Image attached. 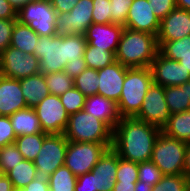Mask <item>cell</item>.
<instances>
[{
    "label": "cell",
    "instance_id": "obj_1",
    "mask_svg": "<svg viewBox=\"0 0 190 191\" xmlns=\"http://www.w3.org/2000/svg\"><path fill=\"white\" fill-rule=\"evenodd\" d=\"M161 128L136 117H123L112 134V149L124 160L144 162L151 159Z\"/></svg>",
    "mask_w": 190,
    "mask_h": 191
},
{
    "label": "cell",
    "instance_id": "obj_2",
    "mask_svg": "<svg viewBox=\"0 0 190 191\" xmlns=\"http://www.w3.org/2000/svg\"><path fill=\"white\" fill-rule=\"evenodd\" d=\"M85 35L40 36L34 55L39 59L40 73L64 71L68 61H84Z\"/></svg>",
    "mask_w": 190,
    "mask_h": 191
},
{
    "label": "cell",
    "instance_id": "obj_3",
    "mask_svg": "<svg viewBox=\"0 0 190 191\" xmlns=\"http://www.w3.org/2000/svg\"><path fill=\"white\" fill-rule=\"evenodd\" d=\"M158 52L157 36L124 27L116 61L129 68L150 67Z\"/></svg>",
    "mask_w": 190,
    "mask_h": 191
},
{
    "label": "cell",
    "instance_id": "obj_4",
    "mask_svg": "<svg viewBox=\"0 0 190 191\" xmlns=\"http://www.w3.org/2000/svg\"><path fill=\"white\" fill-rule=\"evenodd\" d=\"M152 84L153 76L150 67L127 69L121 97L117 103L121 118L135 117L139 113L144 97Z\"/></svg>",
    "mask_w": 190,
    "mask_h": 191
},
{
    "label": "cell",
    "instance_id": "obj_5",
    "mask_svg": "<svg viewBox=\"0 0 190 191\" xmlns=\"http://www.w3.org/2000/svg\"><path fill=\"white\" fill-rule=\"evenodd\" d=\"M113 131L95 116L80 110L69 116L64 136L71 142L112 143Z\"/></svg>",
    "mask_w": 190,
    "mask_h": 191
},
{
    "label": "cell",
    "instance_id": "obj_6",
    "mask_svg": "<svg viewBox=\"0 0 190 191\" xmlns=\"http://www.w3.org/2000/svg\"><path fill=\"white\" fill-rule=\"evenodd\" d=\"M118 169V154L108 148L91 172L77 176L75 191H113Z\"/></svg>",
    "mask_w": 190,
    "mask_h": 191
},
{
    "label": "cell",
    "instance_id": "obj_7",
    "mask_svg": "<svg viewBox=\"0 0 190 191\" xmlns=\"http://www.w3.org/2000/svg\"><path fill=\"white\" fill-rule=\"evenodd\" d=\"M186 148L187 143L161 132L154 143L150 160L163 175L184 174Z\"/></svg>",
    "mask_w": 190,
    "mask_h": 191
},
{
    "label": "cell",
    "instance_id": "obj_8",
    "mask_svg": "<svg viewBox=\"0 0 190 191\" xmlns=\"http://www.w3.org/2000/svg\"><path fill=\"white\" fill-rule=\"evenodd\" d=\"M112 147V143L71 142L65 154L64 165L77 177L91 172L104 152Z\"/></svg>",
    "mask_w": 190,
    "mask_h": 191
},
{
    "label": "cell",
    "instance_id": "obj_9",
    "mask_svg": "<svg viewBox=\"0 0 190 191\" xmlns=\"http://www.w3.org/2000/svg\"><path fill=\"white\" fill-rule=\"evenodd\" d=\"M57 13L50 0H34L17 11V21L28 25L39 36L56 35Z\"/></svg>",
    "mask_w": 190,
    "mask_h": 191
},
{
    "label": "cell",
    "instance_id": "obj_10",
    "mask_svg": "<svg viewBox=\"0 0 190 191\" xmlns=\"http://www.w3.org/2000/svg\"><path fill=\"white\" fill-rule=\"evenodd\" d=\"M68 140L64 134H49L35 158L34 165L38 177L48 179L59 167L64 165Z\"/></svg>",
    "mask_w": 190,
    "mask_h": 191
},
{
    "label": "cell",
    "instance_id": "obj_11",
    "mask_svg": "<svg viewBox=\"0 0 190 191\" xmlns=\"http://www.w3.org/2000/svg\"><path fill=\"white\" fill-rule=\"evenodd\" d=\"M93 0H79L69 13H58L56 18V35H84L93 23Z\"/></svg>",
    "mask_w": 190,
    "mask_h": 191
},
{
    "label": "cell",
    "instance_id": "obj_12",
    "mask_svg": "<svg viewBox=\"0 0 190 191\" xmlns=\"http://www.w3.org/2000/svg\"><path fill=\"white\" fill-rule=\"evenodd\" d=\"M0 62V74L5 77L20 80L40 73L39 59L34 54H26L12 46L0 54Z\"/></svg>",
    "mask_w": 190,
    "mask_h": 191
},
{
    "label": "cell",
    "instance_id": "obj_13",
    "mask_svg": "<svg viewBox=\"0 0 190 191\" xmlns=\"http://www.w3.org/2000/svg\"><path fill=\"white\" fill-rule=\"evenodd\" d=\"M34 110L43 132L48 134H64L69 115L61 103L60 97L49 94L43 98Z\"/></svg>",
    "mask_w": 190,
    "mask_h": 191
},
{
    "label": "cell",
    "instance_id": "obj_14",
    "mask_svg": "<svg viewBox=\"0 0 190 191\" xmlns=\"http://www.w3.org/2000/svg\"><path fill=\"white\" fill-rule=\"evenodd\" d=\"M164 87L152 84L147 91L139 113L135 116L143 122L163 128L170 118Z\"/></svg>",
    "mask_w": 190,
    "mask_h": 191
},
{
    "label": "cell",
    "instance_id": "obj_15",
    "mask_svg": "<svg viewBox=\"0 0 190 191\" xmlns=\"http://www.w3.org/2000/svg\"><path fill=\"white\" fill-rule=\"evenodd\" d=\"M150 69L153 83L163 87L180 86L190 81V72L183 65L166 58L160 52L151 63Z\"/></svg>",
    "mask_w": 190,
    "mask_h": 191
},
{
    "label": "cell",
    "instance_id": "obj_16",
    "mask_svg": "<svg viewBox=\"0 0 190 191\" xmlns=\"http://www.w3.org/2000/svg\"><path fill=\"white\" fill-rule=\"evenodd\" d=\"M125 27L131 30L158 35L160 20L147 0H133L130 5Z\"/></svg>",
    "mask_w": 190,
    "mask_h": 191
},
{
    "label": "cell",
    "instance_id": "obj_17",
    "mask_svg": "<svg viewBox=\"0 0 190 191\" xmlns=\"http://www.w3.org/2000/svg\"><path fill=\"white\" fill-rule=\"evenodd\" d=\"M128 68L115 61L113 64L97 70L99 84L97 94L118 103Z\"/></svg>",
    "mask_w": 190,
    "mask_h": 191
},
{
    "label": "cell",
    "instance_id": "obj_18",
    "mask_svg": "<svg viewBox=\"0 0 190 191\" xmlns=\"http://www.w3.org/2000/svg\"><path fill=\"white\" fill-rule=\"evenodd\" d=\"M190 35V11L175 8L160 21L158 46Z\"/></svg>",
    "mask_w": 190,
    "mask_h": 191
},
{
    "label": "cell",
    "instance_id": "obj_19",
    "mask_svg": "<svg viewBox=\"0 0 190 191\" xmlns=\"http://www.w3.org/2000/svg\"><path fill=\"white\" fill-rule=\"evenodd\" d=\"M123 29V26L112 23H92L84 35L89 45L116 53Z\"/></svg>",
    "mask_w": 190,
    "mask_h": 191
},
{
    "label": "cell",
    "instance_id": "obj_20",
    "mask_svg": "<svg viewBox=\"0 0 190 191\" xmlns=\"http://www.w3.org/2000/svg\"><path fill=\"white\" fill-rule=\"evenodd\" d=\"M27 108L22 94L20 80L0 74V116H10Z\"/></svg>",
    "mask_w": 190,
    "mask_h": 191
},
{
    "label": "cell",
    "instance_id": "obj_21",
    "mask_svg": "<svg viewBox=\"0 0 190 191\" xmlns=\"http://www.w3.org/2000/svg\"><path fill=\"white\" fill-rule=\"evenodd\" d=\"M83 110L102 120L112 131L121 120L117 103L99 94L86 97Z\"/></svg>",
    "mask_w": 190,
    "mask_h": 191
},
{
    "label": "cell",
    "instance_id": "obj_22",
    "mask_svg": "<svg viewBox=\"0 0 190 191\" xmlns=\"http://www.w3.org/2000/svg\"><path fill=\"white\" fill-rule=\"evenodd\" d=\"M22 94L27 107L34 108L43 98L50 94L44 74L38 73L20 79Z\"/></svg>",
    "mask_w": 190,
    "mask_h": 191
},
{
    "label": "cell",
    "instance_id": "obj_23",
    "mask_svg": "<svg viewBox=\"0 0 190 191\" xmlns=\"http://www.w3.org/2000/svg\"><path fill=\"white\" fill-rule=\"evenodd\" d=\"M16 136L43 132L34 108L27 107L9 116Z\"/></svg>",
    "mask_w": 190,
    "mask_h": 191
},
{
    "label": "cell",
    "instance_id": "obj_24",
    "mask_svg": "<svg viewBox=\"0 0 190 191\" xmlns=\"http://www.w3.org/2000/svg\"><path fill=\"white\" fill-rule=\"evenodd\" d=\"M164 94L170 114L190 110V81L180 86L164 87Z\"/></svg>",
    "mask_w": 190,
    "mask_h": 191
},
{
    "label": "cell",
    "instance_id": "obj_25",
    "mask_svg": "<svg viewBox=\"0 0 190 191\" xmlns=\"http://www.w3.org/2000/svg\"><path fill=\"white\" fill-rule=\"evenodd\" d=\"M161 132L169 137L190 143V110L171 114Z\"/></svg>",
    "mask_w": 190,
    "mask_h": 191
},
{
    "label": "cell",
    "instance_id": "obj_26",
    "mask_svg": "<svg viewBox=\"0 0 190 191\" xmlns=\"http://www.w3.org/2000/svg\"><path fill=\"white\" fill-rule=\"evenodd\" d=\"M39 38L40 36L28 25L16 21L12 30L10 46L26 54H34L35 45Z\"/></svg>",
    "mask_w": 190,
    "mask_h": 191
},
{
    "label": "cell",
    "instance_id": "obj_27",
    "mask_svg": "<svg viewBox=\"0 0 190 191\" xmlns=\"http://www.w3.org/2000/svg\"><path fill=\"white\" fill-rule=\"evenodd\" d=\"M48 135L49 134L46 132H41L38 134L17 136L14 144L17 146L24 159L34 161L38 156V152L42 147L44 139Z\"/></svg>",
    "mask_w": 190,
    "mask_h": 191
},
{
    "label": "cell",
    "instance_id": "obj_28",
    "mask_svg": "<svg viewBox=\"0 0 190 191\" xmlns=\"http://www.w3.org/2000/svg\"><path fill=\"white\" fill-rule=\"evenodd\" d=\"M6 176L12 182L13 188H24L38 177L34 162L26 159H23L20 163L14 166Z\"/></svg>",
    "mask_w": 190,
    "mask_h": 191
},
{
    "label": "cell",
    "instance_id": "obj_29",
    "mask_svg": "<svg viewBox=\"0 0 190 191\" xmlns=\"http://www.w3.org/2000/svg\"><path fill=\"white\" fill-rule=\"evenodd\" d=\"M83 57L87 68H92L95 70L102 69L116 61L115 52L100 49L99 47L91 46L88 43L86 45Z\"/></svg>",
    "mask_w": 190,
    "mask_h": 191
},
{
    "label": "cell",
    "instance_id": "obj_30",
    "mask_svg": "<svg viewBox=\"0 0 190 191\" xmlns=\"http://www.w3.org/2000/svg\"><path fill=\"white\" fill-rule=\"evenodd\" d=\"M47 180L50 191H75L77 177L63 165L57 168Z\"/></svg>",
    "mask_w": 190,
    "mask_h": 191
},
{
    "label": "cell",
    "instance_id": "obj_31",
    "mask_svg": "<svg viewBox=\"0 0 190 191\" xmlns=\"http://www.w3.org/2000/svg\"><path fill=\"white\" fill-rule=\"evenodd\" d=\"M159 52L166 58L175 61L190 55V35L178 40L165 41L159 47Z\"/></svg>",
    "mask_w": 190,
    "mask_h": 191
},
{
    "label": "cell",
    "instance_id": "obj_32",
    "mask_svg": "<svg viewBox=\"0 0 190 191\" xmlns=\"http://www.w3.org/2000/svg\"><path fill=\"white\" fill-rule=\"evenodd\" d=\"M76 87L86 97L98 93V74L97 70L86 68L80 75L73 79Z\"/></svg>",
    "mask_w": 190,
    "mask_h": 191
},
{
    "label": "cell",
    "instance_id": "obj_33",
    "mask_svg": "<svg viewBox=\"0 0 190 191\" xmlns=\"http://www.w3.org/2000/svg\"><path fill=\"white\" fill-rule=\"evenodd\" d=\"M45 80L50 94L60 96L73 86V79L64 71L45 74Z\"/></svg>",
    "mask_w": 190,
    "mask_h": 191
},
{
    "label": "cell",
    "instance_id": "obj_34",
    "mask_svg": "<svg viewBox=\"0 0 190 191\" xmlns=\"http://www.w3.org/2000/svg\"><path fill=\"white\" fill-rule=\"evenodd\" d=\"M189 186L190 179L184 174L163 175L152 191H186Z\"/></svg>",
    "mask_w": 190,
    "mask_h": 191
},
{
    "label": "cell",
    "instance_id": "obj_35",
    "mask_svg": "<svg viewBox=\"0 0 190 191\" xmlns=\"http://www.w3.org/2000/svg\"><path fill=\"white\" fill-rule=\"evenodd\" d=\"M59 97L69 116L84 108L86 96L74 86Z\"/></svg>",
    "mask_w": 190,
    "mask_h": 191
},
{
    "label": "cell",
    "instance_id": "obj_36",
    "mask_svg": "<svg viewBox=\"0 0 190 191\" xmlns=\"http://www.w3.org/2000/svg\"><path fill=\"white\" fill-rule=\"evenodd\" d=\"M23 159L22 154L14 143L0 147V167L2 168L4 175Z\"/></svg>",
    "mask_w": 190,
    "mask_h": 191
},
{
    "label": "cell",
    "instance_id": "obj_37",
    "mask_svg": "<svg viewBox=\"0 0 190 191\" xmlns=\"http://www.w3.org/2000/svg\"><path fill=\"white\" fill-rule=\"evenodd\" d=\"M138 181V163L127 161L118 156V169L116 172V182Z\"/></svg>",
    "mask_w": 190,
    "mask_h": 191
},
{
    "label": "cell",
    "instance_id": "obj_38",
    "mask_svg": "<svg viewBox=\"0 0 190 191\" xmlns=\"http://www.w3.org/2000/svg\"><path fill=\"white\" fill-rule=\"evenodd\" d=\"M162 176L161 170L151 160L138 163V181L156 185Z\"/></svg>",
    "mask_w": 190,
    "mask_h": 191
},
{
    "label": "cell",
    "instance_id": "obj_39",
    "mask_svg": "<svg viewBox=\"0 0 190 191\" xmlns=\"http://www.w3.org/2000/svg\"><path fill=\"white\" fill-rule=\"evenodd\" d=\"M133 0H110L111 23L125 27L127 15Z\"/></svg>",
    "mask_w": 190,
    "mask_h": 191
},
{
    "label": "cell",
    "instance_id": "obj_40",
    "mask_svg": "<svg viewBox=\"0 0 190 191\" xmlns=\"http://www.w3.org/2000/svg\"><path fill=\"white\" fill-rule=\"evenodd\" d=\"M92 19L96 24L111 23V3L110 0H93Z\"/></svg>",
    "mask_w": 190,
    "mask_h": 191
},
{
    "label": "cell",
    "instance_id": "obj_41",
    "mask_svg": "<svg viewBox=\"0 0 190 191\" xmlns=\"http://www.w3.org/2000/svg\"><path fill=\"white\" fill-rule=\"evenodd\" d=\"M16 137L9 116H0V147L13 144Z\"/></svg>",
    "mask_w": 190,
    "mask_h": 191
},
{
    "label": "cell",
    "instance_id": "obj_42",
    "mask_svg": "<svg viewBox=\"0 0 190 191\" xmlns=\"http://www.w3.org/2000/svg\"><path fill=\"white\" fill-rule=\"evenodd\" d=\"M17 19H0V54L10 46L12 30Z\"/></svg>",
    "mask_w": 190,
    "mask_h": 191
},
{
    "label": "cell",
    "instance_id": "obj_43",
    "mask_svg": "<svg viewBox=\"0 0 190 191\" xmlns=\"http://www.w3.org/2000/svg\"><path fill=\"white\" fill-rule=\"evenodd\" d=\"M152 9H154L155 16L161 21L172 10L177 8L176 0H147Z\"/></svg>",
    "mask_w": 190,
    "mask_h": 191
},
{
    "label": "cell",
    "instance_id": "obj_44",
    "mask_svg": "<svg viewBox=\"0 0 190 191\" xmlns=\"http://www.w3.org/2000/svg\"><path fill=\"white\" fill-rule=\"evenodd\" d=\"M87 68L85 61H68L64 67L66 72L72 79L76 78Z\"/></svg>",
    "mask_w": 190,
    "mask_h": 191
},
{
    "label": "cell",
    "instance_id": "obj_45",
    "mask_svg": "<svg viewBox=\"0 0 190 191\" xmlns=\"http://www.w3.org/2000/svg\"><path fill=\"white\" fill-rule=\"evenodd\" d=\"M79 0H50L56 13H69Z\"/></svg>",
    "mask_w": 190,
    "mask_h": 191
},
{
    "label": "cell",
    "instance_id": "obj_46",
    "mask_svg": "<svg viewBox=\"0 0 190 191\" xmlns=\"http://www.w3.org/2000/svg\"><path fill=\"white\" fill-rule=\"evenodd\" d=\"M0 19H17V10L8 0H0Z\"/></svg>",
    "mask_w": 190,
    "mask_h": 191
},
{
    "label": "cell",
    "instance_id": "obj_47",
    "mask_svg": "<svg viewBox=\"0 0 190 191\" xmlns=\"http://www.w3.org/2000/svg\"><path fill=\"white\" fill-rule=\"evenodd\" d=\"M27 191H50L48 180L46 178L37 177L25 186Z\"/></svg>",
    "mask_w": 190,
    "mask_h": 191
},
{
    "label": "cell",
    "instance_id": "obj_48",
    "mask_svg": "<svg viewBox=\"0 0 190 191\" xmlns=\"http://www.w3.org/2000/svg\"><path fill=\"white\" fill-rule=\"evenodd\" d=\"M136 183L116 182L113 191H134Z\"/></svg>",
    "mask_w": 190,
    "mask_h": 191
},
{
    "label": "cell",
    "instance_id": "obj_49",
    "mask_svg": "<svg viewBox=\"0 0 190 191\" xmlns=\"http://www.w3.org/2000/svg\"><path fill=\"white\" fill-rule=\"evenodd\" d=\"M184 175L190 179V143L187 144L184 159Z\"/></svg>",
    "mask_w": 190,
    "mask_h": 191
},
{
    "label": "cell",
    "instance_id": "obj_50",
    "mask_svg": "<svg viewBox=\"0 0 190 191\" xmlns=\"http://www.w3.org/2000/svg\"><path fill=\"white\" fill-rule=\"evenodd\" d=\"M0 191H13L12 182L6 175L0 178Z\"/></svg>",
    "mask_w": 190,
    "mask_h": 191
},
{
    "label": "cell",
    "instance_id": "obj_51",
    "mask_svg": "<svg viewBox=\"0 0 190 191\" xmlns=\"http://www.w3.org/2000/svg\"><path fill=\"white\" fill-rule=\"evenodd\" d=\"M153 187L152 183L146 184V182L137 181L134 191H152Z\"/></svg>",
    "mask_w": 190,
    "mask_h": 191
},
{
    "label": "cell",
    "instance_id": "obj_52",
    "mask_svg": "<svg viewBox=\"0 0 190 191\" xmlns=\"http://www.w3.org/2000/svg\"><path fill=\"white\" fill-rule=\"evenodd\" d=\"M10 4L18 11L21 7H23L26 3L34 1V0H8Z\"/></svg>",
    "mask_w": 190,
    "mask_h": 191
},
{
    "label": "cell",
    "instance_id": "obj_53",
    "mask_svg": "<svg viewBox=\"0 0 190 191\" xmlns=\"http://www.w3.org/2000/svg\"><path fill=\"white\" fill-rule=\"evenodd\" d=\"M177 8L190 11V0H176Z\"/></svg>",
    "mask_w": 190,
    "mask_h": 191
},
{
    "label": "cell",
    "instance_id": "obj_54",
    "mask_svg": "<svg viewBox=\"0 0 190 191\" xmlns=\"http://www.w3.org/2000/svg\"><path fill=\"white\" fill-rule=\"evenodd\" d=\"M178 62L190 72V55L183 56Z\"/></svg>",
    "mask_w": 190,
    "mask_h": 191
},
{
    "label": "cell",
    "instance_id": "obj_55",
    "mask_svg": "<svg viewBox=\"0 0 190 191\" xmlns=\"http://www.w3.org/2000/svg\"><path fill=\"white\" fill-rule=\"evenodd\" d=\"M13 191H27L26 188H13Z\"/></svg>",
    "mask_w": 190,
    "mask_h": 191
},
{
    "label": "cell",
    "instance_id": "obj_56",
    "mask_svg": "<svg viewBox=\"0 0 190 191\" xmlns=\"http://www.w3.org/2000/svg\"><path fill=\"white\" fill-rule=\"evenodd\" d=\"M4 175L2 168L0 167V178Z\"/></svg>",
    "mask_w": 190,
    "mask_h": 191
}]
</instances>
